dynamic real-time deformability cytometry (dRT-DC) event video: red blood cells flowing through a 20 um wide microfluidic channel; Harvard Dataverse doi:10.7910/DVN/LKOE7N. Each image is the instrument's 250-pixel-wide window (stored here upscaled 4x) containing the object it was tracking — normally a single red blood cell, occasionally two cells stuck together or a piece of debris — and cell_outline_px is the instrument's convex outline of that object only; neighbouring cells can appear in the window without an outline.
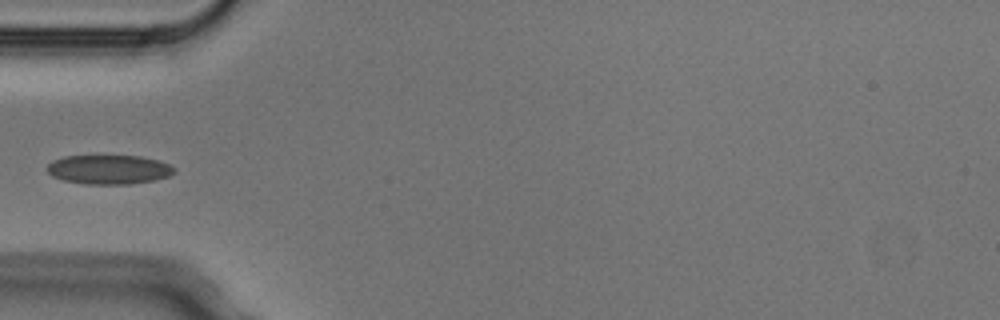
{"species": "Egyptian fruit bat (a non-hibernating species)", "species_latin": "Rousettus aegyptiacus", "temperature_condition": "cold", "stored_images_in_passage": 4, "camera_frame_rate_fps": 3000, "um_per_image_px": 0.085, "animal": {"sex": "male"}, "frame": {"image": 1, "passage_image": 4, "time_ms": 1.0, "image_size_px": [1000, 320], "cell_outline_px": [[176, 172], [168, 176], [152, 180], [128, 184], [88, 184], [64, 180], [52, 176], [44, 168], [52, 160], [64, 156], [140, 156], [156, 160], [168, 164], [176, 168]], "centroid_in_image_um": [9.22, 14.4], "position_along_channel_um": 75.8, "area_um2": 21.56}}